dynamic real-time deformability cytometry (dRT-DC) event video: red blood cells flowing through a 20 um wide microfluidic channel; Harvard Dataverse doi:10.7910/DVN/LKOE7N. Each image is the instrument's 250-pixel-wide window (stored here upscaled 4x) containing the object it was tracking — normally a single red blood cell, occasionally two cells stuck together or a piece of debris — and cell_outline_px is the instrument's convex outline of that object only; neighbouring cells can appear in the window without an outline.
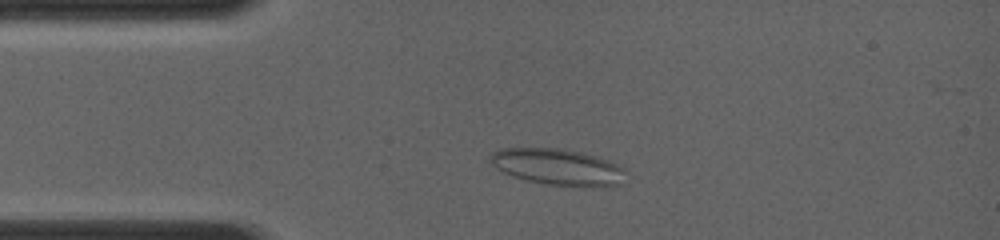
{"species": "common noctule bat (a hibernating species)", "species_latin": "Nyctalus noctula", "temperature_condition": "room temperature", "stored_images_in_passage": 48, "camera_frame_rate_fps": 4000, "um_per_image_px": 0.085, "animal": {"sex": "female", "body_mass_g": 19.0, "forearm_length_mm": 56.7}, "frame": {"image": 1, "passage_image": 10, "time_ms": 1.75, "image_size_px": [1000, 240], "cell_outline_px": [[628, 172], [624, 184], [580, 188], [548, 184], [524, 180], [504, 172], [496, 168], [488, 160], [488, 156], [492, 152], [500, 148], [560, 148], [580, 152], [596, 156], [608, 160], [624, 168]], "centroid_in_image_um": [47.45, 14.21], "position_along_channel_um": 37.6, "area_um2": 29.25}}
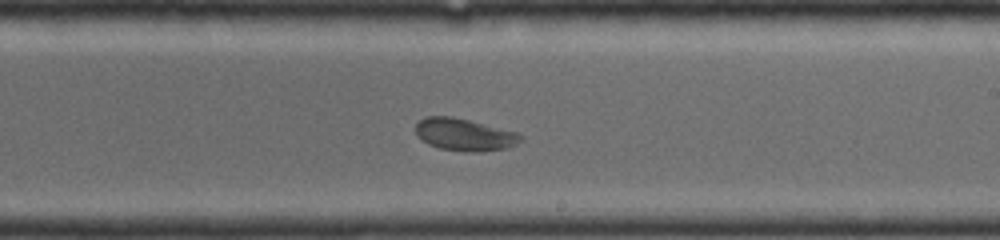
{"frame": {"image": 2, "passage_image": 32, "time_ms": 7.0, "image_size_px": [1000, 240], "cell_outline_px": [[524, 140], [508, 148], [476, 152], [464, 152], [440, 148], [428, 144], [416, 136], [416, 124], [424, 116], [452, 116], [520, 132], [524, 136]], "centroid_in_image_um": [39.52, 11.44], "position_along_channel_um": 249.5, "area_um2": 20.11}}
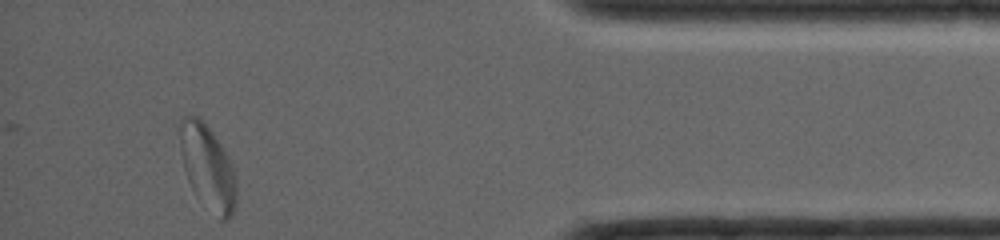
{"frame": {"image": 3, "passage_image": 48, "time_ms": 11.5, "image_size_px": [1000, 240], "cell_outline_px": [[236, 200], [232, 216], [228, 220], [220, 220], [196, 196], [188, 180], [184, 168], [180, 148], [180, 116], [196, 116], [208, 128], [220, 144], [228, 156], [232, 164], [236, 176]], "centroid_in_image_um": [17.66, 14.25], "position_along_channel_um": 417.5, "area_um2": 27.57}}